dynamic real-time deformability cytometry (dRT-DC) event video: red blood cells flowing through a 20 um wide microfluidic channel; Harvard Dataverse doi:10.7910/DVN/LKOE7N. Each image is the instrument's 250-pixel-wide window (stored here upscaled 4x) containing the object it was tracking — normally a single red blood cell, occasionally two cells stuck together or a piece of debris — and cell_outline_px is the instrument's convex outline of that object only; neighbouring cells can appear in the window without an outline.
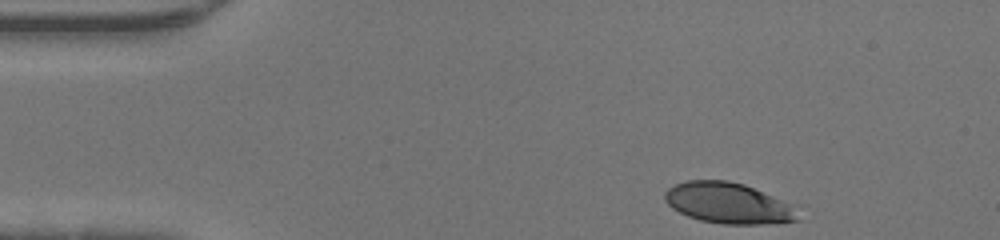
{"species": "human", "species_latin": "Homo sapiens", "temperature_condition": "warm", "stored_images_in_passage": 33, "camera_frame_rate_fps": 3000, "um_per_image_px": 0.085, "donor": {"sex": "male"}, "frame": {"image": 1, "passage_image": 1, "time_ms": 0.0, "image_size_px": [1000, 240], "cell_outline_px": [[800, 220], [764, 224], [724, 224], [700, 220], [688, 216], [672, 208], [664, 200], [664, 192], [668, 188], [676, 184], [688, 180], [728, 180], [744, 184], [800, 204]], "centroid_in_image_um": [62.04, 17.26], "position_along_channel_um": 23.0, "area_um2": 32.6}}
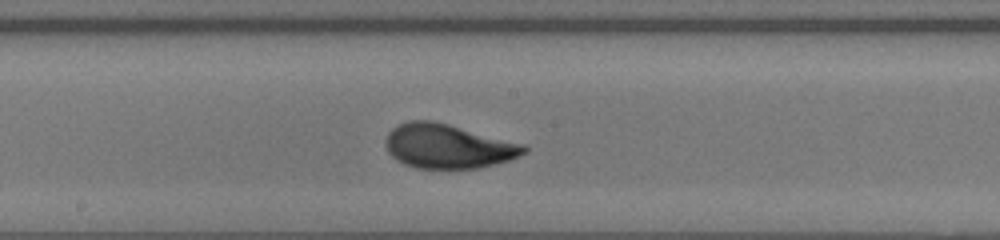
{"frame": {"image": 2, "passage_image": 19, "time_ms": 6.0, "image_size_px": [1000, 240], "cell_outline_px": [[528, 148], [520, 156], [496, 164], [480, 168], [416, 168], [404, 164], [396, 160], [388, 152], [384, 140], [388, 132], [392, 128], [408, 120], [432, 120], [528, 144]], "centroid_in_image_um": [38.09, 12.42], "position_along_channel_um": 210.1, "area_um2": 36.01}}
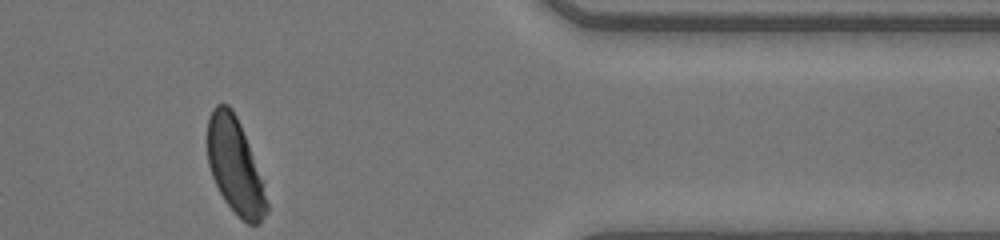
{"frame": {"image": 3, "passage_image": 33, "time_ms": 10.667, "image_size_px": [1000, 240], "cell_outline_px": [[268, 212], [260, 224], [248, 224], [224, 200], [212, 176], [208, 164], [208, 116], [212, 108], [216, 104], [228, 104], [232, 108], [240, 124], [248, 144], [268, 204]], "centroid_in_image_um": [19.94, 14.09], "position_along_channel_um": 391.5, "area_um2": 32.02}}